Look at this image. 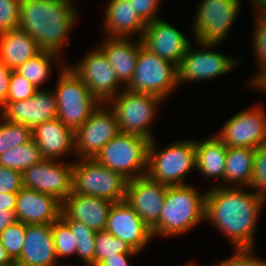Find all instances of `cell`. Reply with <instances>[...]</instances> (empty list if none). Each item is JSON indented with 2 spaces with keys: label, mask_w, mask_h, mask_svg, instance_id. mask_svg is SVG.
Masks as SVG:
<instances>
[{
  "label": "cell",
  "mask_w": 266,
  "mask_h": 266,
  "mask_svg": "<svg viewBox=\"0 0 266 266\" xmlns=\"http://www.w3.org/2000/svg\"><path fill=\"white\" fill-rule=\"evenodd\" d=\"M266 202L244 187L214 184L206 190L205 221H209L234 249H254L256 227Z\"/></svg>",
  "instance_id": "cell-1"
},
{
  "label": "cell",
  "mask_w": 266,
  "mask_h": 266,
  "mask_svg": "<svg viewBox=\"0 0 266 266\" xmlns=\"http://www.w3.org/2000/svg\"><path fill=\"white\" fill-rule=\"evenodd\" d=\"M76 7V2L67 0H21L18 29L36 40L42 51L62 56L64 45L70 44L69 33L78 21Z\"/></svg>",
  "instance_id": "cell-2"
},
{
  "label": "cell",
  "mask_w": 266,
  "mask_h": 266,
  "mask_svg": "<svg viewBox=\"0 0 266 266\" xmlns=\"http://www.w3.org/2000/svg\"><path fill=\"white\" fill-rule=\"evenodd\" d=\"M206 192L191 184L167 186L159 221L151 230L153 237H171L187 233L205 221Z\"/></svg>",
  "instance_id": "cell-3"
},
{
  "label": "cell",
  "mask_w": 266,
  "mask_h": 266,
  "mask_svg": "<svg viewBox=\"0 0 266 266\" xmlns=\"http://www.w3.org/2000/svg\"><path fill=\"white\" fill-rule=\"evenodd\" d=\"M60 68L56 87L53 89L57 102V118L75 131L101 103L66 62Z\"/></svg>",
  "instance_id": "cell-4"
},
{
  "label": "cell",
  "mask_w": 266,
  "mask_h": 266,
  "mask_svg": "<svg viewBox=\"0 0 266 266\" xmlns=\"http://www.w3.org/2000/svg\"><path fill=\"white\" fill-rule=\"evenodd\" d=\"M155 139L148 149L147 175L166 186L186 185L185 177L196 168L195 140L186 139L157 147Z\"/></svg>",
  "instance_id": "cell-5"
},
{
  "label": "cell",
  "mask_w": 266,
  "mask_h": 266,
  "mask_svg": "<svg viewBox=\"0 0 266 266\" xmlns=\"http://www.w3.org/2000/svg\"><path fill=\"white\" fill-rule=\"evenodd\" d=\"M148 138L119 133L94 158L97 162L131 180L147 174Z\"/></svg>",
  "instance_id": "cell-6"
},
{
  "label": "cell",
  "mask_w": 266,
  "mask_h": 266,
  "mask_svg": "<svg viewBox=\"0 0 266 266\" xmlns=\"http://www.w3.org/2000/svg\"><path fill=\"white\" fill-rule=\"evenodd\" d=\"M163 101L157 96L131 92L124 88L111 98L107 105L115 113L120 133L135 134L153 140L151 122L156 118L157 107L159 108Z\"/></svg>",
  "instance_id": "cell-7"
},
{
  "label": "cell",
  "mask_w": 266,
  "mask_h": 266,
  "mask_svg": "<svg viewBox=\"0 0 266 266\" xmlns=\"http://www.w3.org/2000/svg\"><path fill=\"white\" fill-rule=\"evenodd\" d=\"M178 87V66L141 46L134 75L125 88L166 100Z\"/></svg>",
  "instance_id": "cell-8"
},
{
  "label": "cell",
  "mask_w": 266,
  "mask_h": 266,
  "mask_svg": "<svg viewBox=\"0 0 266 266\" xmlns=\"http://www.w3.org/2000/svg\"><path fill=\"white\" fill-rule=\"evenodd\" d=\"M127 181L95 159H77L73 163L74 193L120 202L125 199Z\"/></svg>",
  "instance_id": "cell-9"
},
{
  "label": "cell",
  "mask_w": 266,
  "mask_h": 266,
  "mask_svg": "<svg viewBox=\"0 0 266 266\" xmlns=\"http://www.w3.org/2000/svg\"><path fill=\"white\" fill-rule=\"evenodd\" d=\"M241 4V0H201L192 25L194 40L221 45L235 25Z\"/></svg>",
  "instance_id": "cell-10"
},
{
  "label": "cell",
  "mask_w": 266,
  "mask_h": 266,
  "mask_svg": "<svg viewBox=\"0 0 266 266\" xmlns=\"http://www.w3.org/2000/svg\"><path fill=\"white\" fill-rule=\"evenodd\" d=\"M195 44L200 49L196 50V47L194 49L191 44L178 66L179 85L184 82L210 80L223 76L233 71L242 62L237 57L227 56L213 50V47L220 45L197 42Z\"/></svg>",
  "instance_id": "cell-11"
},
{
  "label": "cell",
  "mask_w": 266,
  "mask_h": 266,
  "mask_svg": "<svg viewBox=\"0 0 266 266\" xmlns=\"http://www.w3.org/2000/svg\"><path fill=\"white\" fill-rule=\"evenodd\" d=\"M119 133L115 113L107 103H101L88 120L74 131V149L77 158L94 159Z\"/></svg>",
  "instance_id": "cell-12"
},
{
  "label": "cell",
  "mask_w": 266,
  "mask_h": 266,
  "mask_svg": "<svg viewBox=\"0 0 266 266\" xmlns=\"http://www.w3.org/2000/svg\"><path fill=\"white\" fill-rule=\"evenodd\" d=\"M94 49L87 52L78 64L69 66L100 103H107L122 91L120 86L124 85L118 80L104 52L99 46Z\"/></svg>",
  "instance_id": "cell-13"
},
{
  "label": "cell",
  "mask_w": 266,
  "mask_h": 266,
  "mask_svg": "<svg viewBox=\"0 0 266 266\" xmlns=\"http://www.w3.org/2000/svg\"><path fill=\"white\" fill-rule=\"evenodd\" d=\"M216 136L227 147L256 149L266 144V112L263 106L256 104L233 115Z\"/></svg>",
  "instance_id": "cell-14"
},
{
  "label": "cell",
  "mask_w": 266,
  "mask_h": 266,
  "mask_svg": "<svg viewBox=\"0 0 266 266\" xmlns=\"http://www.w3.org/2000/svg\"><path fill=\"white\" fill-rule=\"evenodd\" d=\"M73 163L43 159L22 173L23 187L52 195L63 202L72 191Z\"/></svg>",
  "instance_id": "cell-15"
},
{
  "label": "cell",
  "mask_w": 266,
  "mask_h": 266,
  "mask_svg": "<svg viewBox=\"0 0 266 266\" xmlns=\"http://www.w3.org/2000/svg\"><path fill=\"white\" fill-rule=\"evenodd\" d=\"M166 189L147 174L127 181L124 200L151 230L159 221Z\"/></svg>",
  "instance_id": "cell-16"
},
{
  "label": "cell",
  "mask_w": 266,
  "mask_h": 266,
  "mask_svg": "<svg viewBox=\"0 0 266 266\" xmlns=\"http://www.w3.org/2000/svg\"><path fill=\"white\" fill-rule=\"evenodd\" d=\"M141 42L148 51L177 66L191 45L184 33L161 18L146 24Z\"/></svg>",
  "instance_id": "cell-17"
},
{
  "label": "cell",
  "mask_w": 266,
  "mask_h": 266,
  "mask_svg": "<svg viewBox=\"0 0 266 266\" xmlns=\"http://www.w3.org/2000/svg\"><path fill=\"white\" fill-rule=\"evenodd\" d=\"M105 230L139 253L143 252L153 239L151 229L125 200L113 203Z\"/></svg>",
  "instance_id": "cell-18"
},
{
  "label": "cell",
  "mask_w": 266,
  "mask_h": 266,
  "mask_svg": "<svg viewBox=\"0 0 266 266\" xmlns=\"http://www.w3.org/2000/svg\"><path fill=\"white\" fill-rule=\"evenodd\" d=\"M0 115L11 122L33 129L44 121L57 118V102L54 91L39 89L26 100L6 102L0 108Z\"/></svg>",
  "instance_id": "cell-19"
},
{
  "label": "cell",
  "mask_w": 266,
  "mask_h": 266,
  "mask_svg": "<svg viewBox=\"0 0 266 266\" xmlns=\"http://www.w3.org/2000/svg\"><path fill=\"white\" fill-rule=\"evenodd\" d=\"M62 202L52 195L22 188L18 192L15 216L24 224H52L61 217Z\"/></svg>",
  "instance_id": "cell-20"
},
{
  "label": "cell",
  "mask_w": 266,
  "mask_h": 266,
  "mask_svg": "<svg viewBox=\"0 0 266 266\" xmlns=\"http://www.w3.org/2000/svg\"><path fill=\"white\" fill-rule=\"evenodd\" d=\"M51 224H26L25 240L16 266H58Z\"/></svg>",
  "instance_id": "cell-21"
},
{
  "label": "cell",
  "mask_w": 266,
  "mask_h": 266,
  "mask_svg": "<svg viewBox=\"0 0 266 266\" xmlns=\"http://www.w3.org/2000/svg\"><path fill=\"white\" fill-rule=\"evenodd\" d=\"M113 202L104 198L71 194L62 202V213L69 220H76L95 231L106 229L108 213Z\"/></svg>",
  "instance_id": "cell-22"
},
{
  "label": "cell",
  "mask_w": 266,
  "mask_h": 266,
  "mask_svg": "<svg viewBox=\"0 0 266 266\" xmlns=\"http://www.w3.org/2000/svg\"><path fill=\"white\" fill-rule=\"evenodd\" d=\"M32 139L39 146L43 159L61 161L63 155H75L74 131L58 118L36 125L32 129Z\"/></svg>",
  "instance_id": "cell-23"
},
{
  "label": "cell",
  "mask_w": 266,
  "mask_h": 266,
  "mask_svg": "<svg viewBox=\"0 0 266 266\" xmlns=\"http://www.w3.org/2000/svg\"><path fill=\"white\" fill-rule=\"evenodd\" d=\"M105 8L104 34L110 38L141 39L146 23L138 16L129 0H109Z\"/></svg>",
  "instance_id": "cell-24"
},
{
  "label": "cell",
  "mask_w": 266,
  "mask_h": 266,
  "mask_svg": "<svg viewBox=\"0 0 266 266\" xmlns=\"http://www.w3.org/2000/svg\"><path fill=\"white\" fill-rule=\"evenodd\" d=\"M110 38L104 35L99 48L106 55L108 62L116 72L118 80L126 87L134 75L141 39Z\"/></svg>",
  "instance_id": "cell-25"
},
{
  "label": "cell",
  "mask_w": 266,
  "mask_h": 266,
  "mask_svg": "<svg viewBox=\"0 0 266 266\" xmlns=\"http://www.w3.org/2000/svg\"><path fill=\"white\" fill-rule=\"evenodd\" d=\"M41 51L36 40L21 29L0 34V60L11 70H16Z\"/></svg>",
  "instance_id": "cell-26"
},
{
  "label": "cell",
  "mask_w": 266,
  "mask_h": 266,
  "mask_svg": "<svg viewBox=\"0 0 266 266\" xmlns=\"http://www.w3.org/2000/svg\"><path fill=\"white\" fill-rule=\"evenodd\" d=\"M228 147L216 136L195 140L196 169L206 178L224 181Z\"/></svg>",
  "instance_id": "cell-27"
},
{
  "label": "cell",
  "mask_w": 266,
  "mask_h": 266,
  "mask_svg": "<svg viewBox=\"0 0 266 266\" xmlns=\"http://www.w3.org/2000/svg\"><path fill=\"white\" fill-rule=\"evenodd\" d=\"M255 149L228 147L223 187H248L253 174ZM225 183H227L225 185ZM244 185V186H243Z\"/></svg>",
  "instance_id": "cell-28"
},
{
  "label": "cell",
  "mask_w": 266,
  "mask_h": 266,
  "mask_svg": "<svg viewBox=\"0 0 266 266\" xmlns=\"http://www.w3.org/2000/svg\"><path fill=\"white\" fill-rule=\"evenodd\" d=\"M61 56L50 51H41L33 58L27 60L15 71L26 78L36 88L41 89V85L50 79L52 64H58ZM55 61V62H54Z\"/></svg>",
  "instance_id": "cell-29"
},
{
  "label": "cell",
  "mask_w": 266,
  "mask_h": 266,
  "mask_svg": "<svg viewBox=\"0 0 266 266\" xmlns=\"http://www.w3.org/2000/svg\"><path fill=\"white\" fill-rule=\"evenodd\" d=\"M43 160L39 146L31 139L8 149L0 156V166L23 173L26 169Z\"/></svg>",
  "instance_id": "cell-30"
},
{
  "label": "cell",
  "mask_w": 266,
  "mask_h": 266,
  "mask_svg": "<svg viewBox=\"0 0 266 266\" xmlns=\"http://www.w3.org/2000/svg\"><path fill=\"white\" fill-rule=\"evenodd\" d=\"M70 228L75 244L76 255L87 266H95V238L97 231L76 220H69L63 213L60 217Z\"/></svg>",
  "instance_id": "cell-31"
},
{
  "label": "cell",
  "mask_w": 266,
  "mask_h": 266,
  "mask_svg": "<svg viewBox=\"0 0 266 266\" xmlns=\"http://www.w3.org/2000/svg\"><path fill=\"white\" fill-rule=\"evenodd\" d=\"M117 254L140 253L106 230L97 231L95 238V266H99L105 259Z\"/></svg>",
  "instance_id": "cell-32"
},
{
  "label": "cell",
  "mask_w": 266,
  "mask_h": 266,
  "mask_svg": "<svg viewBox=\"0 0 266 266\" xmlns=\"http://www.w3.org/2000/svg\"><path fill=\"white\" fill-rule=\"evenodd\" d=\"M0 156L8 149L25 144L32 139V129L4 119L0 115Z\"/></svg>",
  "instance_id": "cell-33"
},
{
  "label": "cell",
  "mask_w": 266,
  "mask_h": 266,
  "mask_svg": "<svg viewBox=\"0 0 266 266\" xmlns=\"http://www.w3.org/2000/svg\"><path fill=\"white\" fill-rule=\"evenodd\" d=\"M54 248L57 260L60 257L76 255V244L69 226L61 219L51 224Z\"/></svg>",
  "instance_id": "cell-34"
},
{
  "label": "cell",
  "mask_w": 266,
  "mask_h": 266,
  "mask_svg": "<svg viewBox=\"0 0 266 266\" xmlns=\"http://www.w3.org/2000/svg\"><path fill=\"white\" fill-rule=\"evenodd\" d=\"M26 224L16 221L0 234V242L15 262L22 252L25 240Z\"/></svg>",
  "instance_id": "cell-35"
},
{
  "label": "cell",
  "mask_w": 266,
  "mask_h": 266,
  "mask_svg": "<svg viewBox=\"0 0 266 266\" xmlns=\"http://www.w3.org/2000/svg\"><path fill=\"white\" fill-rule=\"evenodd\" d=\"M255 24L253 29V46L254 55L256 54V62L259 70L255 73V77L264 69H266V16H254Z\"/></svg>",
  "instance_id": "cell-36"
},
{
  "label": "cell",
  "mask_w": 266,
  "mask_h": 266,
  "mask_svg": "<svg viewBox=\"0 0 266 266\" xmlns=\"http://www.w3.org/2000/svg\"><path fill=\"white\" fill-rule=\"evenodd\" d=\"M251 187L266 201V144L255 149Z\"/></svg>",
  "instance_id": "cell-37"
},
{
  "label": "cell",
  "mask_w": 266,
  "mask_h": 266,
  "mask_svg": "<svg viewBox=\"0 0 266 266\" xmlns=\"http://www.w3.org/2000/svg\"><path fill=\"white\" fill-rule=\"evenodd\" d=\"M39 89L26 78L12 70L10 75L9 91L6 102L22 101L33 96Z\"/></svg>",
  "instance_id": "cell-38"
},
{
  "label": "cell",
  "mask_w": 266,
  "mask_h": 266,
  "mask_svg": "<svg viewBox=\"0 0 266 266\" xmlns=\"http://www.w3.org/2000/svg\"><path fill=\"white\" fill-rule=\"evenodd\" d=\"M21 0H0V34L18 29Z\"/></svg>",
  "instance_id": "cell-39"
},
{
  "label": "cell",
  "mask_w": 266,
  "mask_h": 266,
  "mask_svg": "<svg viewBox=\"0 0 266 266\" xmlns=\"http://www.w3.org/2000/svg\"><path fill=\"white\" fill-rule=\"evenodd\" d=\"M254 254L253 249H234L231 257L216 266H266V260L254 257Z\"/></svg>",
  "instance_id": "cell-40"
},
{
  "label": "cell",
  "mask_w": 266,
  "mask_h": 266,
  "mask_svg": "<svg viewBox=\"0 0 266 266\" xmlns=\"http://www.w3.org/2000/svg\"><path fill=\"white\" fill-rule=\"evenodd\" d=\"M22 188V173L0 166V193H18Z\"/></svg>",
  "instance_id": "cell-41"
},
{
  "label": "cell",
  "mask_w": 266,
  "mask_h": 266,
  "mask_svg": "<svg viewBox=\"0 0 266 266\" xmlns=\"http://www.w3.org/2000/svg\"><path fill=\"white\" fill-rule=\"evenodd\" d=\"M134 7V11L147 24L158 19L157 16L161 8L162 0H129Z\"/></svg>",
  "instance_id": "cell-42"
},
{
  "label": "cell",
  "mask_w": 266,
  "mask_h": 266,
  "mask_svg": "<svg viewBox=\"0 0 266 266\" xmlns=\"http://www.w3.org/2000/svg\"><path fill=\"white\" fill-rule=\"evenodd\" d=\"M11 72L12 70L0 60V108L7 101Z\"/></svg>",
  "instance_id": "cell-43"
},
{
  "label": "cell",
  "mask_w": 266,
  "mask_h": 266,
  "mask_svg": "<svg viewBox=\"0 0 266 266\" xmlns=\"http://www.w3.org/2000/svg\"><path fill=\"white\" fill-rule=\"evenodd\" d=\"M137 254H117L105 259L99 266H129V258Z\"/></svg>",
  "instance_id": "cell-44"
},
{
  "label": "cell",
  "mask_w": 266,
  "mask_h": 266,
  "mask_svg": "<svg viewBox=\"0 0 266 266\" xmlns=\"http://www.w3.org/2000/svg\"><path fill=\"white\" fill-rule=\"evenodd\" d=\"M18 193H0V210L15 212Z\"/></svg>",
  "instance_id": "cell-45"
},
{
  "label": "cell",
  "mask_w": 266,
  "mask_h": 266,
  "mask_svg": "<svg viewBox=\"0 0 266 266\" xmlns=\"http://www.w3.org/2000/svg\"><path fill=\"white\" fill-rule=\"evenodd\" d=\"M15 212L11 210H0V234L14 222H16Z\"/></svg>",
  "instance_id": "cell-46"
},
{
  "label": "cell",
  "mask_w": 266,
  "mask_h": 266,
  "mask_svg": "<svg viewBox=\"0 0 266 266\" xmlns=\"http://www.w3.org/2000/svg\"><path fill=\"white\" fill-rule=\"evenodd\" d=\"M250 87L266 92V69L261 71L256 77H253L247 83Z\"/></svg>",
  "instance_id": "cell-47"
},
{
  "label": "cell",
  "mask_w": 266,
  "mask_h": 266,
  "mask_svg": "<svg viewBox=\"0 0 266 266\" xmlns=\"http://www.w3.org/2000/svg\"><path fill=\"white\" fill-rule=\"evenodd\" d=\"M14 264L15 262L11 259L8 252L0 242V266H10Z\"/></svg>",
  "instance_id": "cell-48"
},
{
  "label": "cell",
  "mask_w": 266,
  "mask_h": 266,
  "mask_svg": "<svg viewBox=\"0 0 266 266\" xmlns=\"http://www.w3.org/2000/svg\"><path fill=\"white\" fill-rule=\"evenodd\" d=\"M252 3L254 4V16L257 15H263L266 16V0H252Z\"/></svg>",
  "instance_id": "cell-49"
},
{
  "label": "cell",
  "mask_w": 266,
  "mask_h": 266,
  "mask_svg": "<svg viewBox=\"0 0 266 266\" xmlns=\"http://www.w3.org/2000/svg\"><path fill=\"white\" fill-rule=\"evenodd\" d=\"M184 266H196V264H194V263H188V264H185Z\"/></svg>",
  "instance_id": "cell-50"
}]
</instances>
